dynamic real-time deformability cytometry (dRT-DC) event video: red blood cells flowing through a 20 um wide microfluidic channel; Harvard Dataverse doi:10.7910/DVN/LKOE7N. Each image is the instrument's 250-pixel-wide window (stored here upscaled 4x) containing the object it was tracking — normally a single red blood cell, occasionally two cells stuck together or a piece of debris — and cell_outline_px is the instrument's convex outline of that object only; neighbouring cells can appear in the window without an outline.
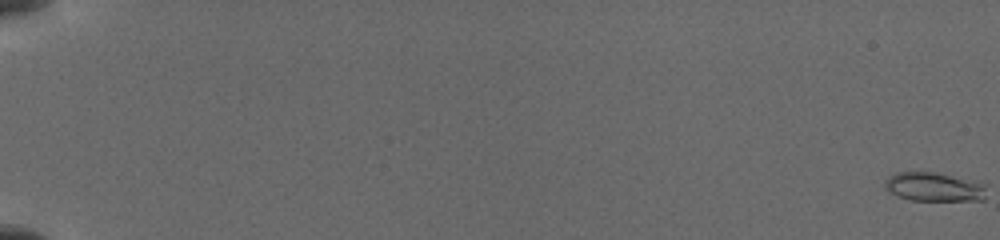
{"species": "common noctule bat (a hibernating species)", "species_latin": "Nyctalus noctula", "temperature_condition": "cold", "stored_images_in_passage": 56, "camera_frame_rate_fps": 3000, "um_per_image_px": 0.085, "animal": {"sex": "female", "body_mass_g": 19.5, "forearm_length_mm": 54.1}, "frame": {"image": 1, "passage_image": 1, "time_ms": 0.0, "image_size_px": [1000, 240], "cell_outline_px": [[984, 200], [908, 200], [888, 192], [884, 188], [884, 184], [888, 176], [896, 172], [932, 172], [984, 184]], "centroid_in_image_um": [79.28, 15.9], "position_along_channel_um": 5.7, "area_um2": 16.76}}
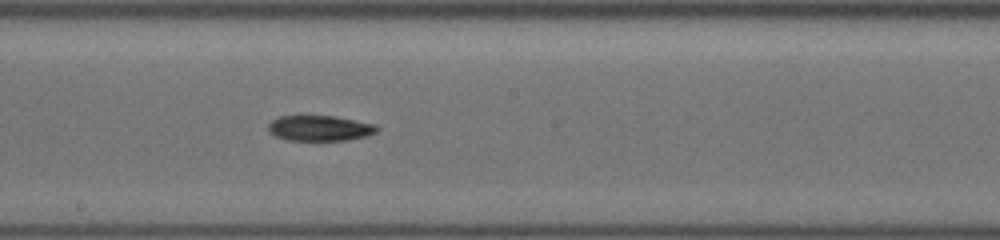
{"frame": {"image": 2, "passage_image": 34, "time_ms": 11.0, "image_size_px": [1000, 240], "cell_outline_px": [[380, 128], [376, 132], [368, 136], [348, 140], [288, 140], [276, 136], [268, 132], [268, 124], [272, 120], [280, 116], [336, 116], [376, 124]], "centroid_in_image_um": [27.21, 10.89], "position_along_channel_um": 221.0, "area_um2": 16.24}}
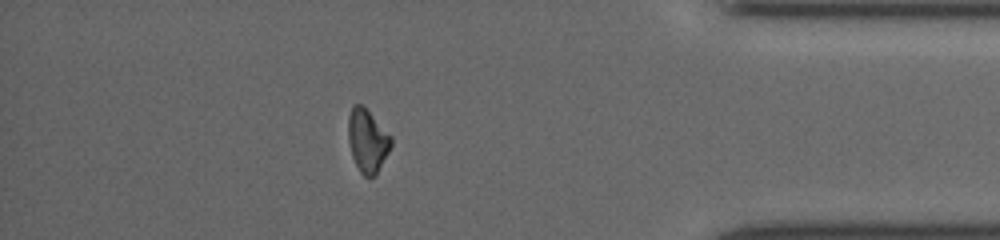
{"frame": {"image": 3, "passage_image": 50, "time_ms": 16.333, "image_size_px": [1000, 240], "cell_outline_px": [[392, 144], [376, 176], [368, 180], [360, 172], [352, 156], [348, 140], [348, 116], [352, 104], [360, 104], [392, 136]], "centroid_in_image_um": [31.22, 12.0], "position_along_channel_um": 404.0, "area_um2": 15.78}}